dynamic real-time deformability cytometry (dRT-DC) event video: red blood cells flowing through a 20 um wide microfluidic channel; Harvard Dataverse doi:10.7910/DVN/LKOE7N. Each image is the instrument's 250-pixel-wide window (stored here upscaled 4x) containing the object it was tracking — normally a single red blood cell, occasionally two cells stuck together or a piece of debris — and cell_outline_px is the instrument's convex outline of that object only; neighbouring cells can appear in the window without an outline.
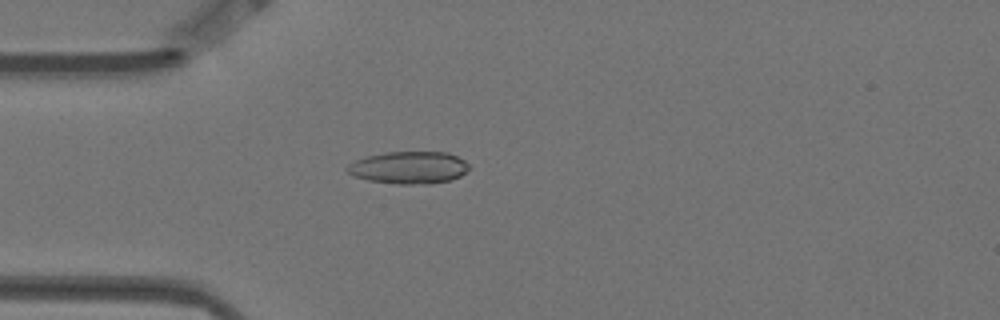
{"species": "Egyptian fruit bat (a non-hibernating species)", "species_latin": "Rousettus aegyptiacus", "temperature_condition": "warm", "stored_images_in_passage": 4, "camera_frame_rate_fps": 3000, "um_per_image_px": 0.085, "animal": {"sex": "female"}, "frame": {"image": 1, "passage_image": 4, "time_ms": 1.0, "image_size_px": [1000, 320], "cell_outline_px": [[468, 168], [460, 176], [448, 180], [428, 184], [396, 184], [368, 180], [356, 176], [348, 172], [344, 168], [348, 164], [356, 160], [368, 156], [388, 152], [448, 152], [464, 160], [468, 164]], "centroid_in_image_um": [34.74, 14.24], "position_along_channel_um": 50.3, "area_um2": 22.72}}